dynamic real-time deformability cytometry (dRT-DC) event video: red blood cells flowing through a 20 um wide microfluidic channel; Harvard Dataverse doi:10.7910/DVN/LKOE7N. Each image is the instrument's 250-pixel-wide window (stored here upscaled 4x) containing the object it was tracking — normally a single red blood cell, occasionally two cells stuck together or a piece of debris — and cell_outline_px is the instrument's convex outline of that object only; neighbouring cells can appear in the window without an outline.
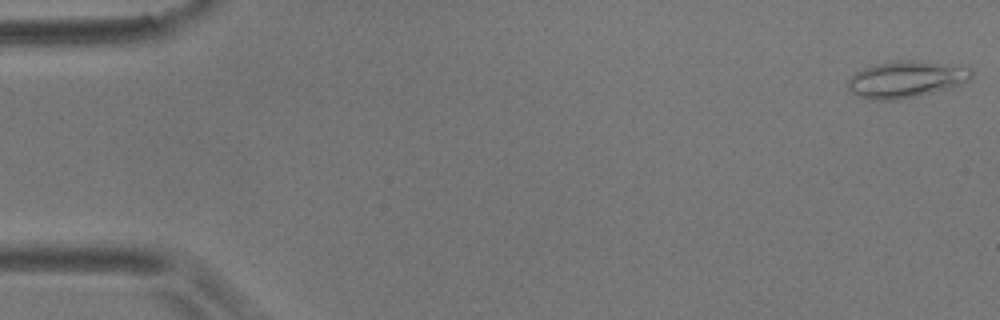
{"species": "common noctule bat (a hibernating species)", "species_latin": "Nyctalus noctula", "temperature_condition": "room temperature", "stored_images_in_passage": 9, "camera_frame_rate_fps": 3000, "um_per_image_px": 0.085, "animal": {"sex": "male", "body_mass_g": 17.9}, "frame": {"image": 1, "passage_image": 1, "time_ms": 0.0, "image_size_px": [1000, 320], "cell_outline_px": [[972, 76], [968, 80], [960, 84], [948, 88], [916, 96], [896, 100], [872, 100], [860, 96], [852, 92], [848, 88], [848, 80], [856, 72], [864, 68], [876, 64], [896, 60], [920, 60], [972, 68]], "centroid_in_image_um": [77.01, 6.73], "position_along_channel_um": 8.0, "area_um2": 26.18}}